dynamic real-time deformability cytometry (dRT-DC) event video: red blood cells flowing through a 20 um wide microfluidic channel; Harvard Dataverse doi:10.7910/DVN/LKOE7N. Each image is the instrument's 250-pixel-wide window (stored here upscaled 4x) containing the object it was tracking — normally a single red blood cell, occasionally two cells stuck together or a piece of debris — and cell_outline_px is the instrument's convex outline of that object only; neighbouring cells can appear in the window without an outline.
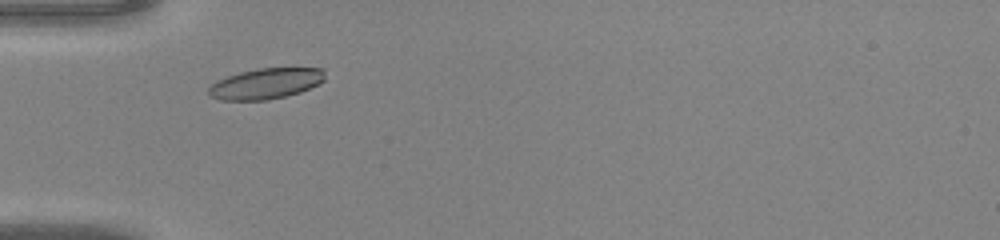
{"species": "common noctule bat (a hibernating species)", "species_latin": "Nyctalus noctula", "temperature_condition": "warm", "stored_images_in_passage": 30, "camera_frame_rate_fps": 3000, "um_per_image_px": 0.085, "animal": {"sex": "male", "body_mass_g": 20.0, "forearm_length_mm": 53.3}, "frame": {"image": 1, "passage_image": 5, "time_ms": 1.333, "image_size_px": [1000, 240], "cell_outline_px": [[324, 80], [300, 92], [268, 100], [220, 100], [208, 96], [208, 88], [216, 80], [240, 72], [256, 68], [324, 68]], "centroid_in_image_um": [22.54, 7.1], "position_along_channel_um": 62.5, "area_um2": 20.75}}
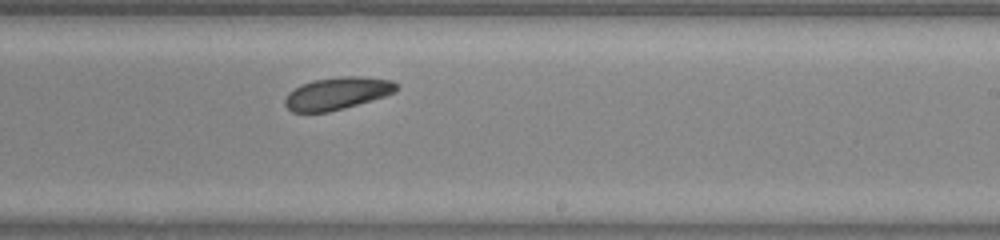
{"frame": {"image": 2, "passage_image": 19, "time_ms": 6.0, "image_size_px": [1000, 240], "cell_outline_px": [[400, 88], [396, 92], [372, 100], [344, 108], [328, 112], [292, 112], [284, 104], [284, 100], [288, 92], [300, 84], [312, 80], [340, 76], [360, 76], [392, 80], [400, 84]], "centroid_in_image_um": [28.68, 7.92], "position_along_channel_um": 260.3, "area_um2": 21.33}}
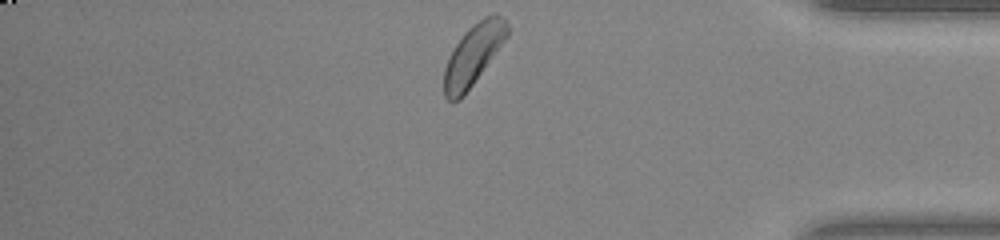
{"frame": {"image": 3, "passage_image": 30, "time_ms": 9.667, "image_size_px": [1000, 240], "cell_outline_px": [[508, 36], [464, 96], [460, 100], [452, 104], [444, 96], [444, 68], [456, 44], [464, 32], [472, 24], [484, 16], [496, 12], [504, 16], [508, 24]], "centroid_in_image_um": [40.24, 4.64], "position_along_channel_um": 395.0, "area_um2": 22.48}}